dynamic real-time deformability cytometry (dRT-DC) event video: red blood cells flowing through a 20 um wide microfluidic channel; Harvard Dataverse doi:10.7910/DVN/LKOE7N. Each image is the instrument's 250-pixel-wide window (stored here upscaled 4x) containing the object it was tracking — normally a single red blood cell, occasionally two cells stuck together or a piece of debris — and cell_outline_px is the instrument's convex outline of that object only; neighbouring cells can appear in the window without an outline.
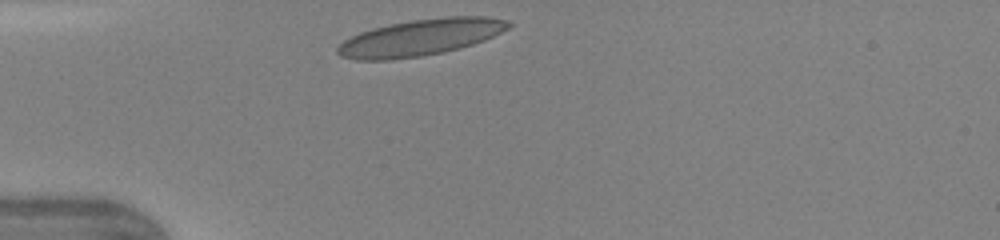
{"species": "human", "species_latin": "Homo sapiens", "temperature_condition": "warm", "stored_images_in_passage": 27, "camera_frame_rate_fps": 3000, "um_per_image_px": 0.085, "donor": {"sex": "female"}, "frame": {"image": 1, "passage_image": 1, "time_ms": 0.0, "image_size_px": [1000, 240], "cell_outline_px": [[512, 24], [508, 28], [484, 40], [460, 48], [444, 52], [420, 56], [392, 60], [356, 60], [340, 56], [336, 52], [336, 48], [344, 40], [360, 32], [372, 28], [412, 20], [444, 16], [488, 16], [508, 20]], "centroid_in_image_um": [35.73, 3.18], "position_along_channel_um": 49.3, "area_um2": 36.3}}
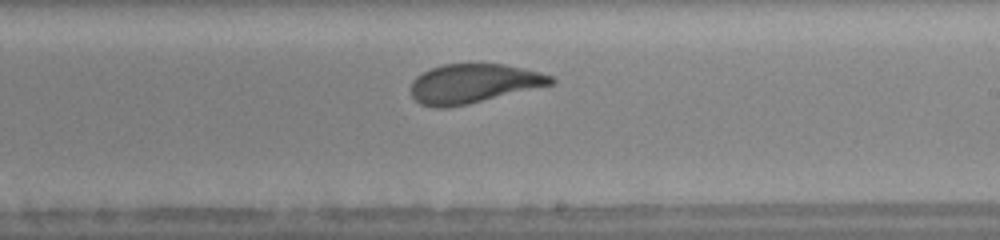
{"frame": {"image": 2, "passage_image": 16, "time_ms": 5.0, "image_size_px": [1000, 240], "cell_outline_px": [[556, 80], [552, 84], [468, 104], [448, 108], [436, 108], [420, 104], [412, 96], [412, 80], [416, 76], [432, 68], [444, 64], [504, 64], [540, 72], [552, 76]], "centroid_in_image_um": [40.23, 7.11], "position_along_channel_um": 248.8, "area_um2": 31.73}}
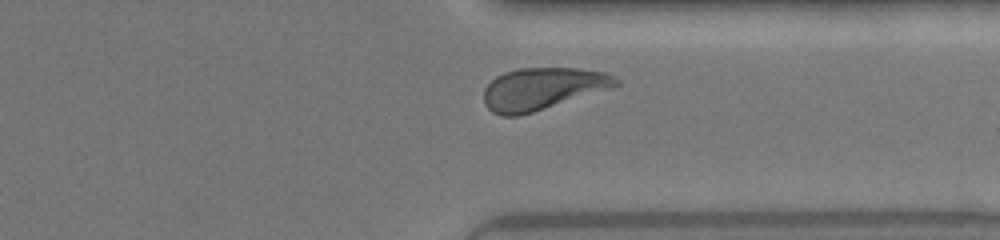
{"frame": {"image": 3, "passage_image": 24, "time_ms": 7.667, "image_size_px": [1000, 240], "cell_outline_px": [[620, 84], [612, 88], [520, 116], [500, 116], [492, 112], [484, 104], [484, 88], [496, 76], [504, 72], [520, 68], [576, 68], [608, 72], [620, 80]], "centroid_in_image_um": [46.12, 7.54], "position_along_channel_um": 365.3, "area_um2": 32.6}, "authors_computed_cell_mechanics": {"area_um2": 32.946, "velocity_mm_per_s": 4.3551, "shape_relaxation_time_tau1_ms": 4.3552, "shape_relaxation_time_tau2_ms": null, "deformation_change_tau1": 0.1657, "deformation_change_tau2": null}}